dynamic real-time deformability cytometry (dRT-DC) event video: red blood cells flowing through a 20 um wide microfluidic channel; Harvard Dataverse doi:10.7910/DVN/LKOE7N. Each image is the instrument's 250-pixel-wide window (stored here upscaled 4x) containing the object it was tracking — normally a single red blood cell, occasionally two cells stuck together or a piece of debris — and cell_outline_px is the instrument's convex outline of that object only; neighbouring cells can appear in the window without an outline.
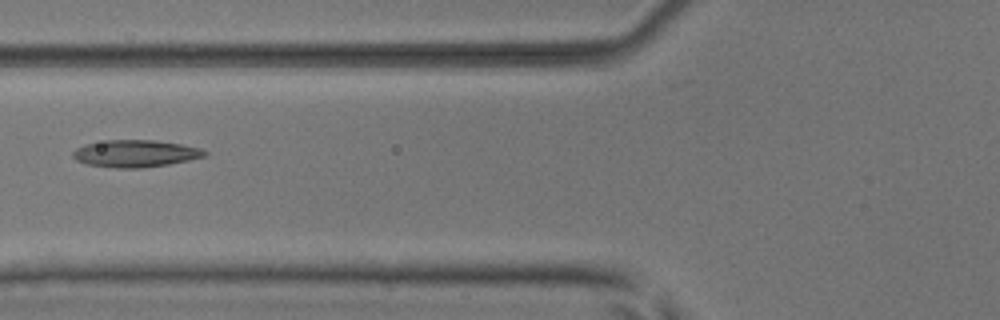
{"species": "common noctule bat (a hibernating species)", "species_latin": "Nyctalus noctula", "temperature_condition": "room temperature", "stored_images_in_passage": 7, "camera_frame_rate_fps": 3000, "um_per_image_px": 0.085, "animal": {"sex": "male", "body_mass_g": 17.9, "forearm_length_mm": 54.2}, "frame": {"image": 1, "passage_image": 5, "time_ms": 1.333, "image_size_px": [1000, 320], "cell_outline_px": [[208, 152], [204, 156], [188, 160], [168, 164], [140, 168], [116, 168], [84, 164], [76, 160], [72, 156], [72, 152], [76, 148], [84, 144], [108, 140], [156, 140], [180, 144], [200, 148]], "centroid_in_image_um": [11.46, 13.05], "position_along_channel_um": 114.3, "area_um2": 20.81}}
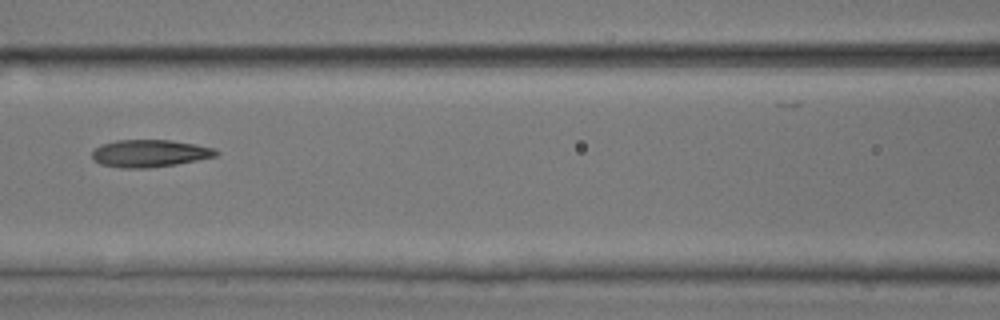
{"frame": {"image": 2, "passage_image": 6, "time_ms": 1.667, "image_size_px": [1000, 320], "cell_outline_px": [[220, 152], [216, 156], [176, 164], [148, 168], [120, 168], [100, 164], [92, 156], [92, 152], [100, 144], [116, 140], [172, 140], [196, 144], [216, 148]], "centroid_in_image_um": [12.74, 13.03], "position_along_channel_um": 153.9, "area_um2": 19.83}}
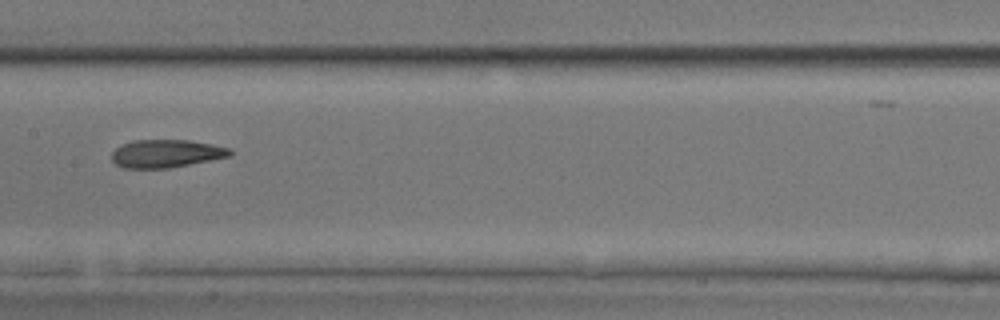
{"frame": {"image": 3, "passage_image": 7, "time_ms": 2.0, "image_size_px": [1000, 320], "cell_outline_px": [[232, 156], [168, 168], [124, 168], [116, 164], [112, 160], [112, 152], [116, 148], [132, 140], [188, 140], [212, 144], [228, 148], [232, 152]], "centroid_in_image_um": [14.12, 13.05], "position_along_channel_um": 193.3, "area_um2": 19.13}}